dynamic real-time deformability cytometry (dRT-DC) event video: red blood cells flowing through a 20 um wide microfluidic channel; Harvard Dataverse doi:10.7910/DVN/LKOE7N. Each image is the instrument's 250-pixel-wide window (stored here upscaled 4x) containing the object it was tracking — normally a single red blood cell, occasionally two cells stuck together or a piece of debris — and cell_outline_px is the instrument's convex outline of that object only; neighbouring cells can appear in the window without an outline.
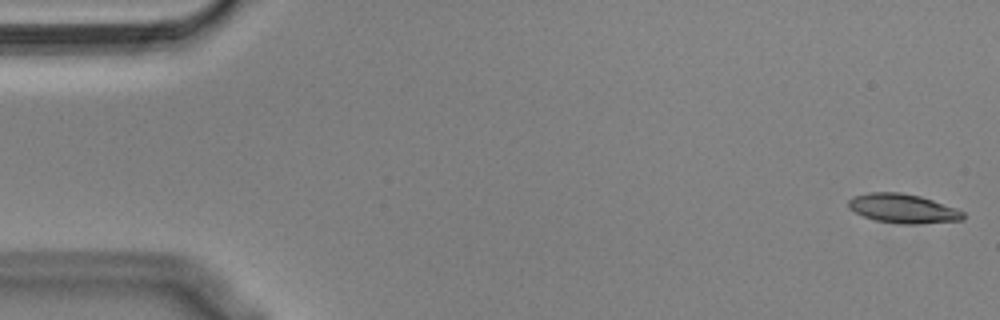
{"species": "Egyptian fruit bat (a non-hibernating species)", "species_latin": "Rousettus aegyptiacus", "temperature_condition": "cold", "stored_images_in_passage": 55, "camera_frame_rate_fps": 3000, "um_per_image_px": 0.085, "animal": {"sex": "male"}, "frame": {"image": 1, "passage_image": 1, "time_ms": 0.0, "image_size_px": [1000, 320], "cell_outline_px": [[964, 220], [916, 224], [900, 224], [876, 220], [864, 216], [848, 208], [848, 200], [852, 196], [868, 192], [900, 192], [920, 196], [956, 208], [964, 212]], "centroid_in_image_um": [76.74, 17.72], "position_along_channel_um": 8.3, "area_um2": 19.54}}
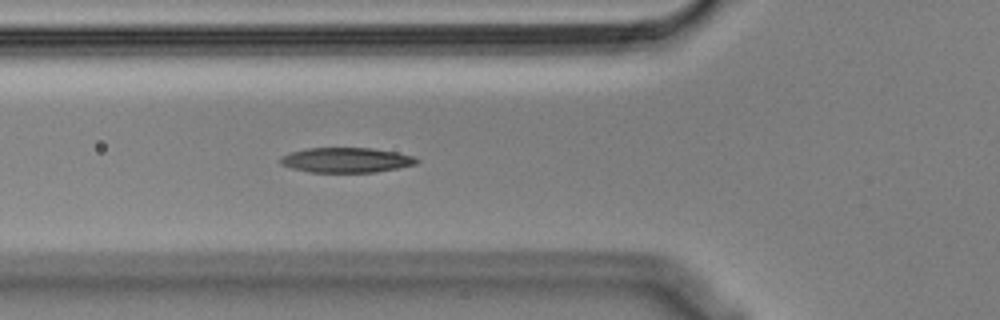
{"frame": {"image": 2, "passage_image": 19, "time_ms": 6.0, "image_size_px": [1000, 320], "cell_outline_px": [[420, 160], [416, 164], [376, 172], [308, 172], [292, 168], [280, 164], [280, 160], [284, 156], [292, 152], [308, 148], [372, 148], [396, 152], [412, 156]], "centroid_in_image_um": [29.44, 13.61], "position_along_channel_um": 96.4, "area_um2": 19.59}}
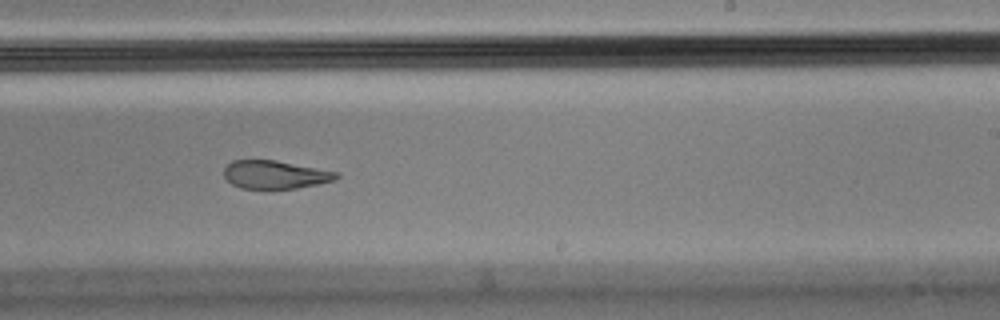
{"frame": {"image": 3, "passage_image": 33, "time_ms": 10.667, "image_size_px": [1000, 320], "cell_outline_px": [[340, 176], [336, 180], [296, 188], [240, 188], [232, 184], [224, 176], [224, 168], [232, 160], [276, 160], [340, 172]], "centroid_in_image_um": [23.41, 14.83], "position_along_channel_um": 265.6, "area_um2": 18.44}, "authors_computed_cell_mechanics": {"area_um2": 20.2878, "velocity_mm_per_s": 3.6201, "shape_relaxation_time_tau1_ms": null, "shape_relaxation_time_tau2_ms": 3.8046, "deformation_change_tau1": null, "deformation_change_tau2": 0.1322}}